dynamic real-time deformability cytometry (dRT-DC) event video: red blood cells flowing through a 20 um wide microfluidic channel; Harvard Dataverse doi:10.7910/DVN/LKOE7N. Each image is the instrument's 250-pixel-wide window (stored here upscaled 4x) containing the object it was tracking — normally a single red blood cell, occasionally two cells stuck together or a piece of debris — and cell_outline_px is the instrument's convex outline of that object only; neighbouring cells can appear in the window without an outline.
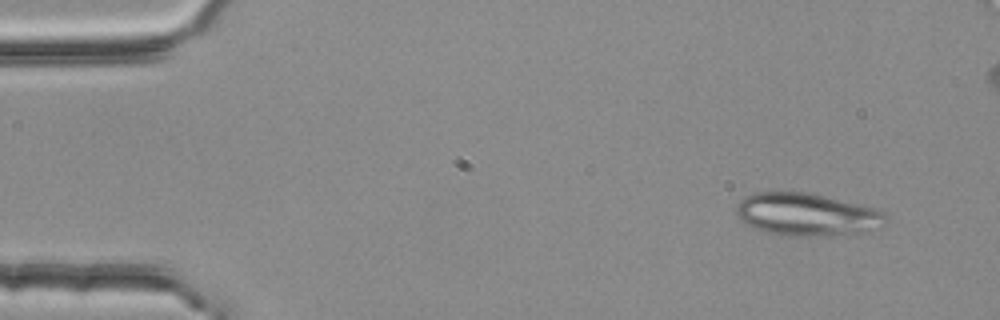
{"species": "common noctule bat (a hibernating species)", "species_latin": "Nyctalus noctula", "temperature_condition": "room temperature", "stored_images_in_passage": 4, "camera_frame_rate_fps": 3000, "um_per_image_px": 0.085, "animal": {"sex": "female", "body_mass_g": 25.1}, "frame": {"image": 1, "passage_image": 1, "time_ms": 0.0, "image_size_px": [1000, 320], "cell_outline_px": [[888, 216], [884, 224], [876, 228], [864, 232], [808, 236], [800, 236], [768, 232], [744, 224], [736, 216], [736, 204], [744, 196], [756, 192], [804, 192], [876, 208], [884, 212]], "centroid_in_image_um": [68.54, 18.22], "position_along_channel_um": 16.5, "area_um2": 36.7}}